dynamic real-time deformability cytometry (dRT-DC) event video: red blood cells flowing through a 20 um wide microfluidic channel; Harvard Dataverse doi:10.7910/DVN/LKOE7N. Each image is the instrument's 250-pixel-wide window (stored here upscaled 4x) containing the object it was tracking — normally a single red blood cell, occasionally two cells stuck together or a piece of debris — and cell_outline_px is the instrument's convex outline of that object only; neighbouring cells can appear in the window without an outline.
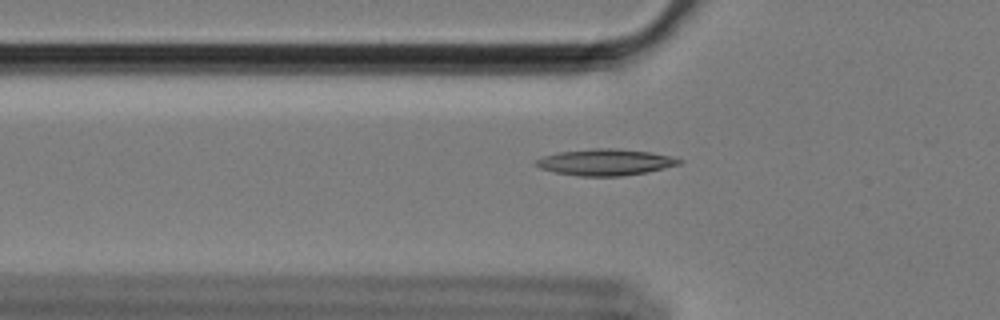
{"species": "Egyptian fruit bat (a non-hibernating species)", "species_latin": "Rousettus aegyptiacus", "temperature_condition": "cold", "stored_images_in_passage": 24, "camera_frame_rate_fps": 3000, "um_per_image_px": 0.085, "animal": {"sex": "female"}, "frame": {"image": 1, "passage_image": 8, "time_ms": 2.333, "image_size_px": [1000, 320], "cell_outline_px": [[684, 160], [680, 164], [664, 168], [644, 172], [620, 176], [576, 176], [556, 172], [540, 168], [532, 164], [532, 160], [544, 156], [560, 152], [592, 148], [612, 148], [652, 152]], "centroid_in_image_um": [51.39, 13.78], "position_along_channel_um": 74.4, "area_um2": 21.96}}
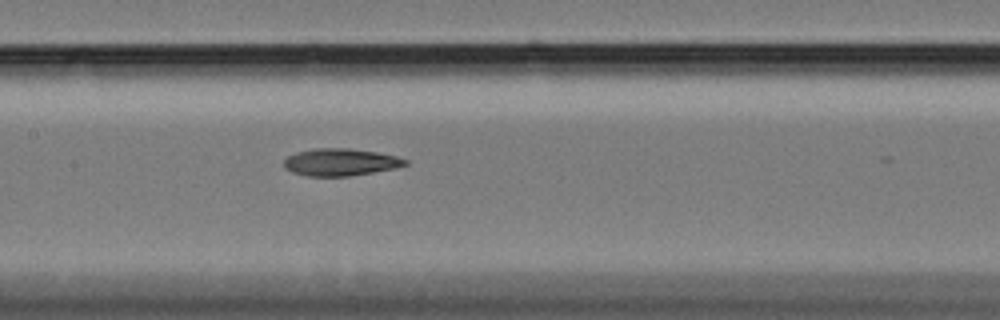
{"frame": {"image": 2, "passage_image": 17, "time_ms": 5.333, "image_size_px": [1000, 320], "cell_outline_px": [[408, 164], [392, 168], [372, 172], [348, 176], [308, 176], [292, 172], [284, 168], [284, 160], [288, 156], [296, 152], [312, 148], [348, 148], [376, 152], [396, 156], [408, 160]], "centroid_in_image_um": [28.89, 13.77], "position_along_channel_um": 178.5, "area_um2": 19.13}}
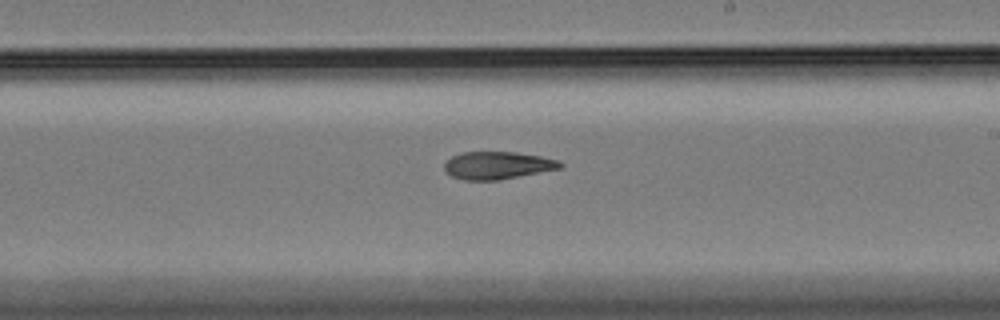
{"frame": {"image": 3, "passage_image": 23, "time_ms": 7.333, "image_size_px": [1000, 320], "cell_outline_px": [[564, 164], [560, 168], [500, 180], [464, 180], [452, 176], [444, 172], [444, 164], [452, 156], [460, 152], [516, 152], [540, 156], [556, 160]], "centroid_in_image_um": [42.24, 14.06], "position_along_channel_um": 246.8, "area_um2": 18.55}}